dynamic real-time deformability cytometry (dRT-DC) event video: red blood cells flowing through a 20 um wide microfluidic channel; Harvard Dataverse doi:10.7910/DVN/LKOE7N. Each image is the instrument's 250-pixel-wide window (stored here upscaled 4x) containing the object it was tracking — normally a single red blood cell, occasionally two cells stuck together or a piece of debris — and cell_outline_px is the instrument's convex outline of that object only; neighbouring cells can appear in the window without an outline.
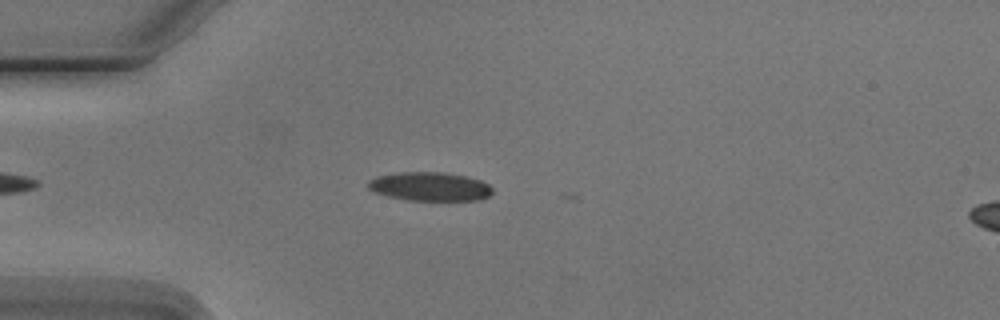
{"species": "Egyptian fruit bat (a non-hibernating species)", "species_latin": "Rousettus aegyptiacus", "temperature_condition": "cold", "stored_images_in_passage": 5, "camera_frame_rate_fps": 3000, "um_per_image_px": 0.085, "animal": {"sex": "male"}, "frame": {"image": 1, "passage_image": 4, "time_ms": 4.667, "image_size_px": [1000, 320], "cell_outline_px": [[492, 192], [488, 196], [480, 200], [408, 200], [388, 196], [376, 192], [368, 188], [368, 180], [376, 176], [396, 172], [444, 172], [464, 176], [480, 180], [488, 184], [492, 188]], "centroid_in_image_um": [36.52, 15.85], "position_along_channel_um": 48.5, "area_um2": 20.81}}